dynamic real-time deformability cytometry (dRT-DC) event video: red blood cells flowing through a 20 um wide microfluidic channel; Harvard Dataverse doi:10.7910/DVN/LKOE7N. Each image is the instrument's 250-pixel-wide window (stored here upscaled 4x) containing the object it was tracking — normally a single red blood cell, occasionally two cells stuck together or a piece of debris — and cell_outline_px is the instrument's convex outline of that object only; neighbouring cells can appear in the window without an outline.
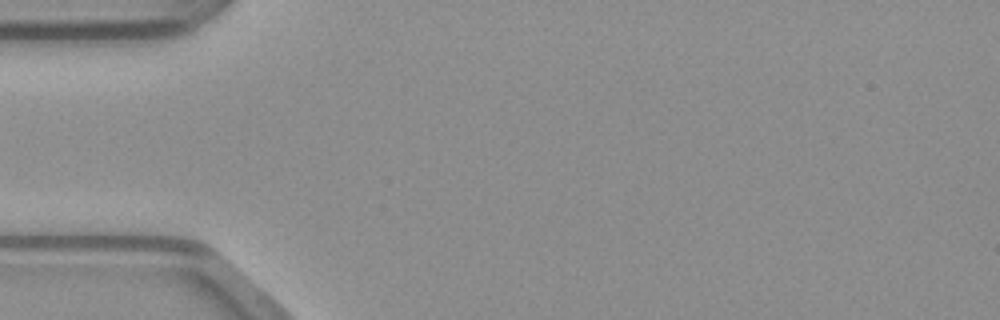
{"species": "common noctule bat (a hibernating species)", "species_latin": "Nyctalus noctula", "temperature_condition": "warm", "stored_images_in_passage": 1, "camera_frame_rate_fps": 3000, "um_per_image_px": 0.085, "animal": {"sex": "male", "body_mass_g": 23.1, "forearm_length_mm": 52.7}, "frame": {"image": 1, "passage_image": 1, "time_ms": 0.0, "image_size_px": [1000, 320], "cell_outline_px": [[224, 288], [220, 288], [56, 264], [180, 264], [200, 268], [216, 280]], "centroid_in_image_um": [13.48, 23.15], "position_along_channel_um": 71.5, "area_um2": 12.31}}